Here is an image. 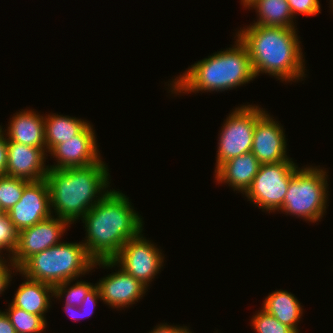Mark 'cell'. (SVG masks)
Masks as SVG:
<instances>
[{
    "instance_id": "15",
    "label": "cell",
    "mask_w": 333,
    "mask_h": 333,
    "mask_svg": "<svg viewBox=\"0 0 333 333\" xmlns=\"http://www.w3.org/2000/svg\"><path fill=\"white\" fill-rule=\"evenodd\" d=\"M46 149L27 146L8 140V159L6 175L28 181L46 178L49 165H45Z\"/></svg>"
},
{
    "instance_id": "2",
    "label": "cell",
    "mask_w": 333,
    "mask_h": 333,
    "mask_svg": "<svg viewBox=\"0 0 333 333\" xmlns=\"http://www.w3.org/2000/svg\"><path fill=\"white\" fill-rule=\"evenodd\" d=\"M134 210L129 197L111 190L81 219L88 254L95 260H112L125 242L143 231L142 216Z\"/></svg>"
},
{
    "instance_id": "22",
    "label": "cell",
    "mask_w": 333,
    "mask_h": 333,
    "mask_svg": "<svg viewBox=\"0 0 333 333\" xmlns=\"http://www.w3.org/2000/svg\"><path fill=\"white\" fill-rule=\"evenodd\" d=\"M5 309L11 324L14 326L16 333H41L47 327V320L42 316L31 314L25 310L14 307L11 303Z\"/></svg>"
},
{
    "instance_id": "18",
    "label": "cell",
    "mask_w": 333,
    "mask_h": 333,
    "mask_svg": "<svg viewBox=\"0 0 333 333\" xmlns=\"http://www.w3.org/2000/svg\"><path fill=\"white\" fill-rule=\"evenodd\" d=\"M25 279L15 292L11 304L28 313L42 316L46 320L45 313L51 307L53 286L29 278Z\"/></svg>"
},
{
    "instance_id": "26",
    "label": "cell",
    "mask_w": 333,
    "mask_h": 333,
    "mask_svg": "<svg viewBox=\"0 0 333 333\" xmlns=\"http://www.w3.org/2000/svg\"><path fill=\"white\" fill-rule=\"evenodd\" d=\"M251 327L257 333H296L293 329L282 324L263 308L258 310L256 315L252 317Z\"/></svg>"
},
{
    "instance_id": "13",
    "label": "cell",
    "mask_w": 333,
    "mask_h": 333,
    "mask_svg": "<svg viewBox=\"0 0 333 333\" xmlns=\"http://www.w3.org/2000/svg\"><path fill=\"white\" fill-rule=\"evenodd\" d=\"M7 214L19 231L52 216L47 181H30L24 187L20 201Z\"/></svg>"
},
{
    "instance_id": "10",
    "label": "cell",
    "mask_w": 333,
    "mask_h": 333,
    "mask_svg": "<svg viewBox=\"0 0 333 333\" xmlns=\"http://www.w3.org/2000/svg\"><path fill=\"white\" fill-rule=\"evenodd\" d=\"M257 106V122L253 133L251 152L261 164L292 161L287 156V144L284 128L272 115Z\"/></svg>"
},
{
    "instance_id": "35",
    "label": "cell",
    "mask_w": 333,
    "mask_h": 333,
    "mask_svg": "<svg viewBox=\"0 0 333 333\" xmlns=\"http://www.w3.org/2000/svg\"><path fill=\"white\" fill-rule=\"evenodd\" d=\"M330 5L332 6L331 8H333V0H330Z\"/></svg>"
},
{
    "instance_id": "6",
    "label": "cell",
    "mask_w": 333,
    "mask_h": 333,
    "mask_svg": "<svg viewBox=\"0 0 333 333\" xmlns=\"http://www.w3.org/2000/svg\"><path fill=\"white\" fill-rule=\"evenodd\" d=\"M320 166L297 167L289 182L280 211L312 223L320 221L326 213L328 175Z\"/></svg>"
},
{
    "instance_id": "3",
    "label": "cell",
    "mask_w": 333,
    "mask_h": 333,
    "mask_svg": "<svg viewBox=\"0 0 333 333\" xmlns=\"http://www.w3.org/2000/svg\"><path fill=\"white\" fill-rule=\"evenodd\" d=\"M108 171L102 159L86 167L49 169L45 180L52 214L69 224L82 219L110 191Z\"/></svg>"
},
{
    "instance_id": "1",
    "label": "cell",
    "mask_w": 333,
    "mask_h": 333,
    "mask_svg": "<svg viewBox=\"0 0 333 333\" xmlns=\"http://www.w3.org/2000/svg\"><path fill=\"white\" fill-rule=\"evenodd\" d=\"M297 28L250 24L235 34L245 45L255 77L265 73L282 82L305 78V60Z\"/></svg>"
},
{
    "instance_id": "12",
    "label": "cell",
    "mask_w": 333,
    "mask_h": 333,
    "mask_svg": "<svg viewBox=\"0 0 333 333\" xmlns=\"http://www.w3.org/2000/svg\"><path fill=\"white\" fill-rule=\"evenodd\" d=\"M95 130L89 124L80 134L55 145L48 153L56 161L49 169L86 167L101 160Z\"/></svg>"
},
{
    "instance_id": "19",
    "label": "cell",
    "mask_w": 333,
    "mask_h": 333,
    "mask_svg": "<svg viewBox=\"0 0 333 333\" xmlns=\"http://www.w3.org/2000/svg\"><path fill=\"white\" fill-rule=\"evenodd\" d=\"M262 308L273 315L282 324L299 333L298 323L303 314L302 305L296 296L287 290L272 291L265 300Z\"/></svg>"
},
{
    "instance_id": "28",
    "label": "cell",
    "mask_w": 333,
    "mask_h": 333,
    "mask_svg": "<svg viewBox=\"0 0 333 333\" xmlns=\"http://www.w3.org/2000/svg\"><path fill=\"white\" fill-rule=\"evenodd\" d=\"M98 299L102 300L99 288L95 283V286L88 292L85 299L79 306L80 319L93 315V310L95 309Z\"/></svg>"
},
{
    "instance_id": "33",
    "label": "cell",
    "mask_w": 333,
    "mask_h": 333,
    "mask_svg": "<svg viewBox=\"0 0 333 333\" xmlns=\"http://www.w3.org/2000/svg\"><path fill=\"white\" fill-rule=\"evenodd\" d=\"M65 312L71 317L72 320L79 321L80 319V309L78 306H71L69 304H65L64 306Z\"/></svg>"
},
{
    "instance_id": "11",
    "label": "cell",
    "mask_w": 333,
    "mask_h": 333,
    "mask_svg": "<svg viewBox=\"0 0 333 333\" xmlns=\"http://www.w3.org/2000/svg\"><path fill=\"white\" fill-rule=\"evenodd\" d=\"M70 224L54 214L47 219L19 231L18 246L11 260L17 269L32 255L61 243ZM68 227V228H67Z\"/></svg>"
},
{
    "instance_id": "25",
    "label": "cell",
    "mask_w": 333,
    "mask_h": 333,
    "mask_svg": "<svg viewBox=\"0 0 333 333\" xmlns=\"http://www.w3.org/2000/svg\"><path fill=\"white\" fill-rule=\"evenodd\" d=\"M19 230L12 223L7 212L0 213V254L2 250L8 251V257H12L18 246Z\"/></svg>"
},
{
    "instance_id": "4",
    "label": "cell",
    "mask_w": 333,
    "mask_h": 333,
    "mask_svg": "<svg viewBox=\"0 0 333 333\" xmlns=\"http://www.w3.org/2000/svg\"><path fill=\"white\" fill-rule=\"evenodd\" d=\"M235 40L233 47L198 61L180 74L179 78L170 81V92L176 95L196 94L199 91L222 92L253 81L256 77L248 50L237 36Z\"/></svg>"
},
{
    "instance_id": "7",
    "label": "cell",
    "mask_w": 333,
    "mask_h": 333,
    "mask_svg": "<svg viewBox=\"0 0 333 333\" xmlns=\"http://www.w3.org/2000/svg\"><path fill=\"white\" fill-rule=\"evenodd\" d=\"M163 255L162 250L147 240L141 231L128 239L112 260H98L96 265L104 269L120 267L148 288L164 266Z\"/></svg>"
},
{
    "instance_id": "23",
    "label": "cell",
    "mask_w": 333,
    "mask_h": 333,
    "mask_svg": "<svg viewBox=\"0 0 333 333\" xmlns=\"http://www.w3.org/2000/svg\"><path fill=\"white\" fill-rule=\"evenodd\" d=\"M30 181L10 177L7 175H0V210L1 212H8L15 204L20 201L24 192V187Z\"/></svg>"
},
{
    "instance_id": "32",
    "label": "cell",
    "mask_w": 333,
    "mask_h": 333,
    "mask_svg": "<svg viewBox=\"0 0 333 333\" xmlns=\"http://www.w3.org/2000/svg\"><path fill=\"white\" fill-rule=\"evenodd\" d=\"M0 333H16L5 311L0 310Z\"/></svg>"
},
{
    "instance_id": "34",
    "label": "cell",
    "mask_w": 333,
    "mask_h": 333,
    "mask_svg": "<svg viewBox=\"0 0 333 333\" xmlns=\"http://www.w3.org/2000/svg\"><path fill=\"white\" fill-rule=\"evenodd\" d=\"M241 4L246 8L248 5H250L254 0H240Z\"/></svg>"
},
{
    "instance_id": "17",
    "label": "cell",
    "mask_w": 333,
    "mask_h": 333,
    "mask_svg": "<svg viewBox=\"0 0 333 333\" xmlns=\"http://www.w3.org/2000/svg\"><path fill=\"white\" fill-rule=\"evenodd\" d=\"M260 166L261 163L252 152L244 153L229 159L214 170L215 180L218 184H228L234 191L244 195L257 175Z\"/></svg>"
},
{
    "instance_id": "30",
    "label": "cell",
    "mask_w": 333,
    "mask_h": 333,
    "mask_svg": "<svg viewBox=\"0 0 333 333\" xmlns=\"http://www.w3.org/2000/svg\"><path fill=\"white\" fill-rule=\"evenodd\" d=\"M0 125V175H6L8 159V140Z\"/></svg>"
},
{
    "instance_id": "21",
    "label": "cell",
    "mask_w": 333,
    "mask_h": 333,
    "mask_svg": "<svg viewBox=\"0 0 333 333\" xmlns=\"http://www.w3.org/2000/svg\"><path fill=\"white\" fill-rule=\"evenodd\" d=\"M248 8H253L258 15L257 21L253 24L284 28L297 27L287 0H254L246 7Z\"/></svg>"
},
{
    "instance_id": "16",
    "label": "cell",
    "mask_w": 333,
    "mask_h": 333,
    "mask_svg": "<svg viewBox=\"0 0 333 333\" xmlns=\"http://www.w3.org/2000/svg\"><path fill=\"white\" fill-rule=\"evenodd\" d=\"M7 129L2 132L7 140L15 141L27 146L46 149L44 115L34 109L19 111L10 118Z\"/></svg>"
},
{
    "instance_id": "31",
    "label": "cell",
    "mask_w": 333,
    "mask_h": 333,
    "mask_svg": "<svg viewBox=\"0 0 333 333\" xmlns=\"http://www.w3.org/2000/svg\"><path fill=\"white\" fill-rule=\"evenodd\" d=\"M149 333H192L187 326L168 325V323L158 324Z\"/></svg>"
},
{
    "instance_id": "8",
    "label": "cell",
    "mask_w": 333,
    "mask_h": 333,
    "mask_svg": "<svg viewBox=\"0 0 333 333\" xmlns=\"http://www.w3.org/2000/svg\"><path fill=\"white\" fill-rule=\"evenodd\" d=\"M296 164L294 161L261 164L250 187L244 193L245 197L262 211H280L289 182L298 167Z\"/></svg>"
},
{
    "instance_id": "9",
    "label": "cell",
    "mask_w": 333,
    "mask_h": 333,
    "mask_svg": "<svg viewBox=\"0 0 333 333\" xmlns=\"http://www.w3.org/2000/svg\"><path fill=\"white\" fill-rule=\"evenodd\" d=\"M224 122L218 137L215 170L229 159L251 152L257 105L236 107Z\"/></svg>"
},
{
    "instance_id": "24",
    "label": "cell",
    "mask_w": 333,
    "mask_h": 333,
    "mask_svg": "<svg viewBox=\"0 0 333 333\" xmlns=\"http://www.w3.org/2000/svg\"><path fill=\"white\" fill-rule=\"evenodd\" d=\"M69 280L53 286V296L56 299H61L65 296V304L71 306H80L88 292L95 286L90 282L77 281L71 285ZM69 286V287H68Z\"/></svg>"
},
{
    "instance_id": "29",
    "label": "cell",
    "mask_w": 333,
    "mask_h": 333,
    "mask_svg": "<svg viewBox=\"0 0 333 333\" xmlns=\"http://www.w3.org/2000/svg\"><path fill=\"white\" fill-rule=\"evenodd\" d=\"M10 269L13 270V274H15V272L16 274L18 273V269L11 260V257H9V260L8 258L5 259V257L0 260V295L5 292L12 281V271Z\"/></svg>"
},
{
    "instance_id": "14",
    "label": "cell",
    "mask_w": 333,
    "mask_h": 333,
    "mask_svg": "<svg viewBox=\"0 0 333 333\" xmlns=\"http://www.w3.org/2000/svg\"><path fill=\"white\" fill-rule=\"evenodd\" d=\"M104 304L111 308H126L142 299L148 291L140 281L126 273L122 268L101 278L96 283Z\"/></svg>"
},
{
    "instance_id": "20",
    "label": "cell",
    "mask_w": 333,
    "mask_h": 333,
    "mask_svg": "<svg viewBox=\"0 0 333 333\" xmlns=\"http://www.w3.org/2000/svg\"><path fill=\"white\" fill-rule=\"evenodd\" d=\"M88 121L76 117L58 115L44 116L45 143L47 153L55 146L80 134L88 125Z\"/></svg>"
},
{
    "instance_id": "5",
    "label": "cell",
    "mask_w": 333,
    "mask_h": 333,
    "mask_svg": "<svg viewBox=\"0 0 333 333\" xmlns=\"http://www.w3.org/2000/svg\"><path fill=\"white\" fill-rule=\"evenodd\" d=\"M96 261L81 242H62L29 257L19 268L24 278L52 286L89 273Z\"/></svg>"
},
{
    "instance_id": "27",
    "label": "cell",
    "mask_w": 333,
    "mask_h": 333,
    "mask_svg": "<svg viewBox=\"0 0 333 333\" xmlns=\"http://www.w3.org/2000/svg\"><path fill=\"white\" fill-rule=\"evenodd\" d=\"M294 19L296 15L316 16L321 13L319 0H287Z\"/></svg>"
}]
</instances>
